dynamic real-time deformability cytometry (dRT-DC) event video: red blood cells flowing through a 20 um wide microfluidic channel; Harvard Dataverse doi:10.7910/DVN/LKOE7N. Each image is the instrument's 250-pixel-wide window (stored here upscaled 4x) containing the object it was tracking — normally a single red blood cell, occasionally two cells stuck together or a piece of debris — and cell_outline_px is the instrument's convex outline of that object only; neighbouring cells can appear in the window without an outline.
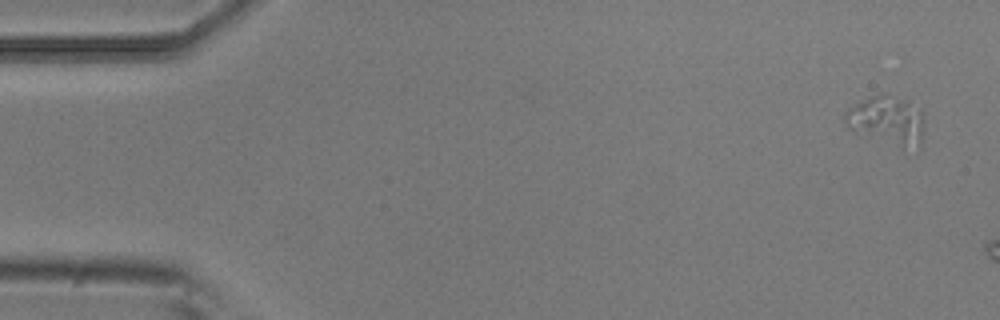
{"species": "common noctule bat (a hibernating species)", "species_latin": "Nyctalus noctula", "temperature_condition": "room temperature", "stored_images_in_passage": 4, "camera_frame_rate_fps": 3000, "um_per_image_px": 0.085, "animal": {"sex": "male", "body_mass_g": 20.5, "forearm_length_mm": 52.5}, "frame": {"image": 1, "passage_image": 1, "time_ms": 0.0, "image_size_px": [1000, 320], "cell_outline_px": [[924, 124], [920, 144], [852, 132], [844, 124], [844, 112], [848, 108], [868, 96], [884, 92], [908, 100], [920, 108], [924, 112]], "centroid_in_image_um": [75.34, 10.04], "position_along_channel_um": 9.7, "area_um2": 21.44}}